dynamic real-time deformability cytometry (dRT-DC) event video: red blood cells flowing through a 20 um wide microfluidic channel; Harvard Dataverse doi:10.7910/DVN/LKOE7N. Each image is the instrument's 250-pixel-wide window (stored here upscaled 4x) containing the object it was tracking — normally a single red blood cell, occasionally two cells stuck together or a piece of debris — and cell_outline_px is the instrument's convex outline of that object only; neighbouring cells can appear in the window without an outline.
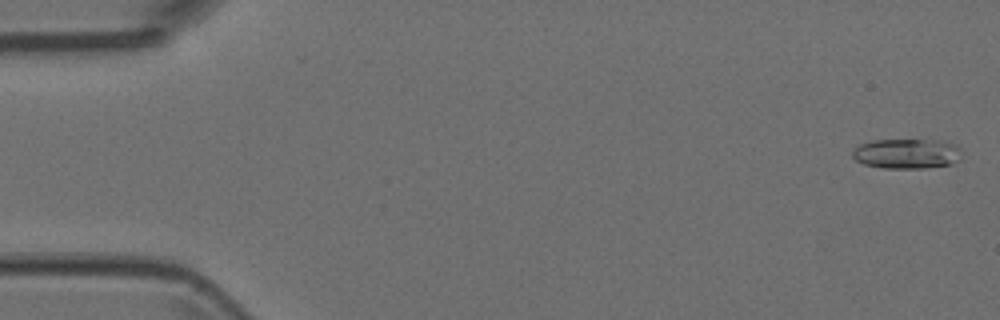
{"species": "Egyptian fruit bat (a non-hibernating species)", "species_latin": "Rousettus aegyptiacus", "temperature_condition": "room temperature", "stored_images_in_passage": 6, "camera_frame_rate_fps": 3000, "um_per_image_px": 0.085, "animal": {"sex": "female"}, "frame": {"image": 1, "passage_image": 1, "time_ms": 0.0, "image_size_px": [1000, 320], "cell_outline_px": [[960, 160], [952, 164], [924, 168], [884, 168], [864, 164], [856, 160], [852, 156], [852, 152], [860, 144], [872, 140], [944, 140], [956, 144], [960, 148]], "centroid_in_image_um": [77.11, 13.05], "position_along_channel_um": 7.9, "area_um2": 19.19}}
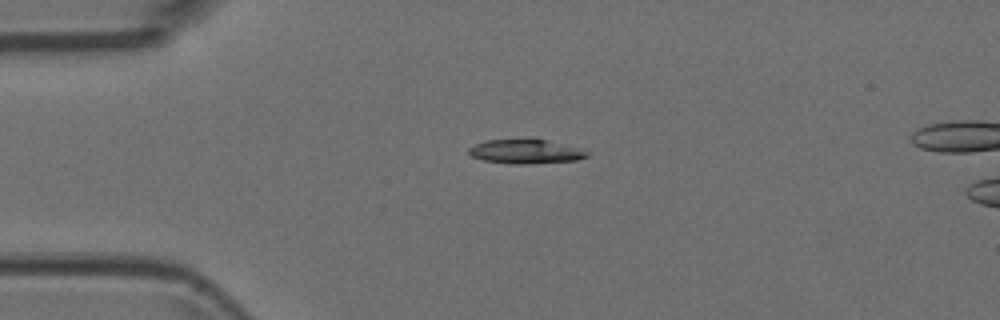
{"frame": {"image": 2, "passage_image": 4, "time_ms": 1.0, "image_size_px": [1000, 320], "cell_outline_px": [[588, 156], [576, 160], [528, 164], [512, 164], [484, 160], [472, 156], [468, 152], [468, 148], [476, 144], [488, 140], [528, 136], [532, 136], [588, 152]], "centroid_in_image_um": [44.6, 12.84], "position_along_channel_um": 40.4, "area_um2": 16.94}}